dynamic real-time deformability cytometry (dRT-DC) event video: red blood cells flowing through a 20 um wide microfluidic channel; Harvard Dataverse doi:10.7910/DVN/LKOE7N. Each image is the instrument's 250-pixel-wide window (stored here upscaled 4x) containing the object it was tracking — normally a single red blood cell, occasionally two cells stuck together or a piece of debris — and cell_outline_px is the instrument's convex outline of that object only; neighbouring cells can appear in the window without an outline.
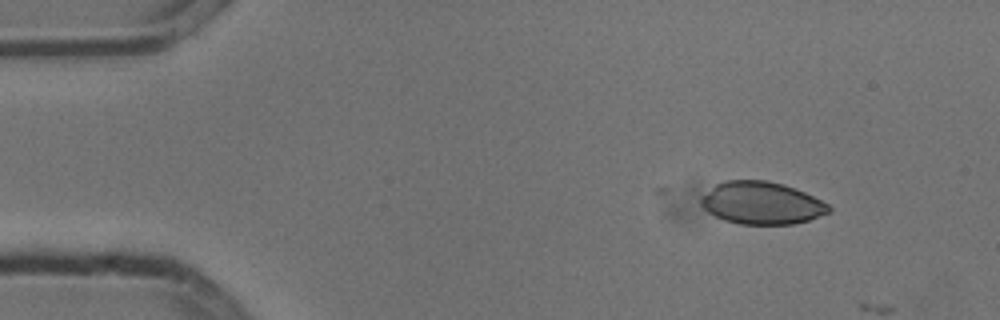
{"species": "common noctule bat (a hibernating species)", "species_latin": "Nyctalus noctula", "temperature_condition": "cold", "stored_images_in_passage": 5, "camera_frame_rate_fps": 3000, "um_per_image_px": 0.085, "animal": {"sex": "male", "body_mass_g": 13.3}, "frame": {"image": 1, "passage_image": 4, "time_ms": 1.0, "image_size_px": [1000, 320], "cell_outline_px": [[832, 212], [808, 220], [792, 224], [740, 224], [724, 220], [708, 212], [700, 204], [700, 200], [716, 184], [724, 180], [768, 180], [784, 184], [796, 188], [828, 204], [832, 208]], "centroid_in_image_um": [64.77, 17.25], "position_along_channel_um": 20.2, "area_um2": 31.56}}